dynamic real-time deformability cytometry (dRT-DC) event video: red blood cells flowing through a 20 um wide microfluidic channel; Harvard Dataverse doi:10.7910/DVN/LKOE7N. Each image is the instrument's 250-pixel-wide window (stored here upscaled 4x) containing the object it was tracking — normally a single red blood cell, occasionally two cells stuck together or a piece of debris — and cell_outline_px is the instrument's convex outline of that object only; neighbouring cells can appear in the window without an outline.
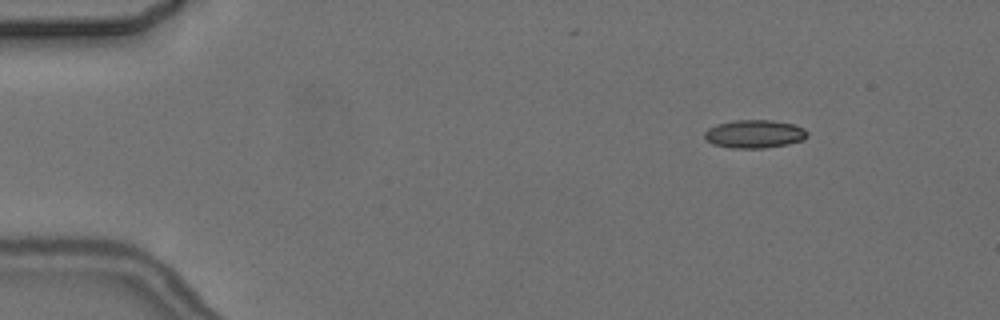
{"species": "common noctule bat (a hibernating species)", "species_latin": "Nyctalus noctula", "temperature_condition": "cold", "stored_images_in_passage": 6, "camera_frame_rate_fps": 3000, "um_per_image_px": 0.085, "animal": {"sex": "female", "body_mass_g": 24.6, "forearm_length_mm": 56.2}, "frame": {"image": 1, "passage_image": 3, "time_ms": 2.333, "image_size_px": [1000, 320], "cell_outline_px": [[808, 136], [804, 140], [788, 144], [764, 148], [732, 148], [712, 144], [704, 140], [704, 132], [708, 128], [716, 124], [732, 120], [772, 120], [792, 124], [804, 128], [808, 132]], "centroid_in_image_um": [64.11, 11.39], "position_along_channel_um": 20.9, "area_um2": 17.11}}